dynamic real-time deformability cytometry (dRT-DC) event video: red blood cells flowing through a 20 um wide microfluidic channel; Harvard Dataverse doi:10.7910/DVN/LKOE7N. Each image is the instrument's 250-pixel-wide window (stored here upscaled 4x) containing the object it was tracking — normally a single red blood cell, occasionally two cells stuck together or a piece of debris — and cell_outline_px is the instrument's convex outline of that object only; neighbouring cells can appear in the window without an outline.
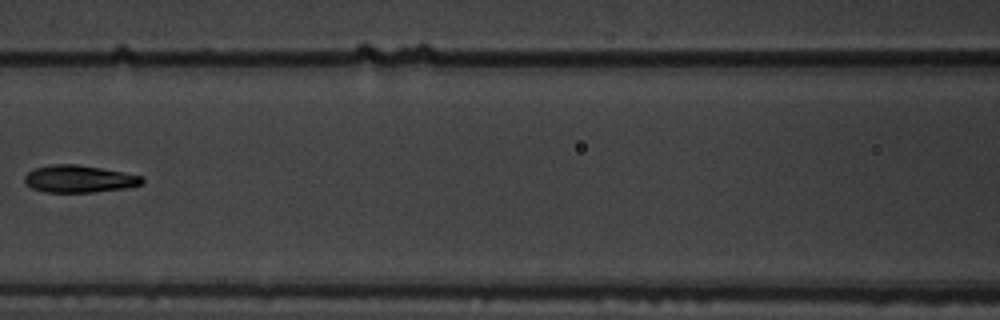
{"species": "common noctule bat (a hibernating species)", "species_latin": "Nyctalus noctula", "temperature_condition": "warm", "stored_images_in_passage": 6, "camera_frame_rate_fps": 3000, "um_per_image_px": 0.085, "animal": {"sex": "male", "body_mass_g": 19.5, "forearm_length_mm": 54.6}, "frame": {"image": 1, "passage_image": 5, "time_ms": 1.333, "image_size_px": [1000, 320], "cell_outline_px": [[144, 180], [140, 184], [128, 188], [92, 192], [44, 192], [32, 188], [24, 180], [24, 176], [32, 168], [52, 164], [76, 164], [100, 168], [144, 176]], "centroid_in_image_um": [6.71, 15.2], "position_along_channel_um": 159.9, "area_um2": 18.67}}
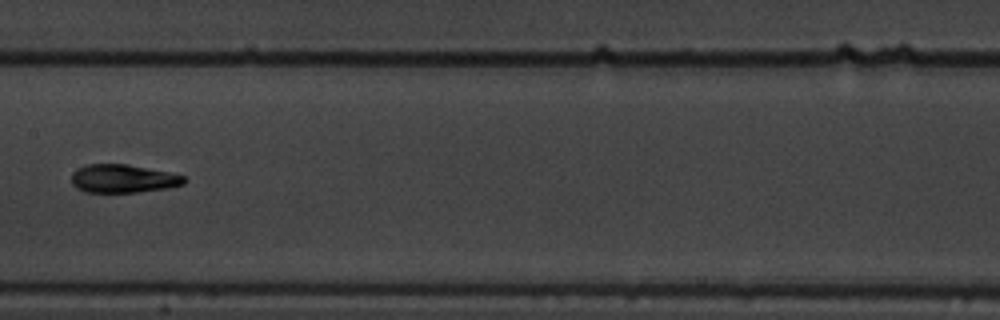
{"frame": {"image": 2, "passage_image": 6, "time_ms": 1.667, "image_size_px": [1000, 320], "cell_outline_px": [[184, 184], [168, 188], [136, 192], [84, 192], [76, 188], [72, 184], [72, 172], [76, 168], [88, 164], [128, 164], [168, 172], [184, 176]], "centroid_in_image_um": [10.41, 15.18], "position_along_channel_um": 197.0, "area_um2": 18.55}}